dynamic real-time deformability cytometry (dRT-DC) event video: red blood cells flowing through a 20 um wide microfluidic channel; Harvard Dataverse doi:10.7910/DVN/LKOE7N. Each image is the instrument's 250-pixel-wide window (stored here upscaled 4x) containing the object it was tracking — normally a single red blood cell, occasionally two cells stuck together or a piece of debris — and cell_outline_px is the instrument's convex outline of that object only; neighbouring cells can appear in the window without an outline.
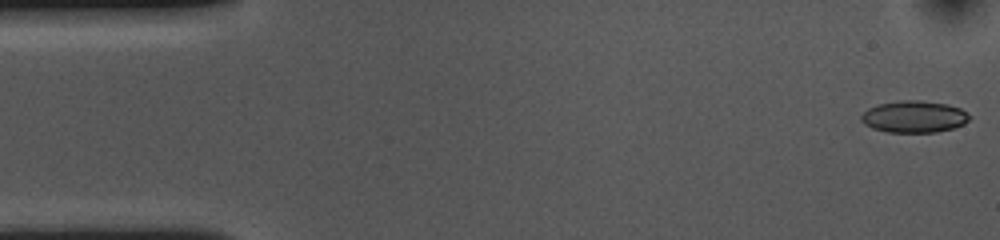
{"species": "common noctule bat (a hibernating species)", "species_latin": "Nyctalus noctula", "temperature_condition": "cold", "stored_images_in_passage": 54, "camera_frame_rate_fps": 3000, "um_per_image_px": 0.085, "animal": {"sex": "female", "body_mass_g": 10.0, "forearm_length_mm": 53.1}, "frame": {"image": 1, "passage_image": 1, "time_ms": 0.0, "image_size_px": [1000, 240], "cell_outline_px": [[968, 120], [964, 124], [952, 128], [936, 132], [888, 132], [872, 128], [864, 124], [860, 120], [860, 116], [868, 108], [880, 104], [900, 100], [920, 100], [948, 104], [960, 108], [968, 116]], "centroid_in_image_um": [77.65, 9.91], "position_along_channel_um": 7.3, "area_um2": 19.94}}
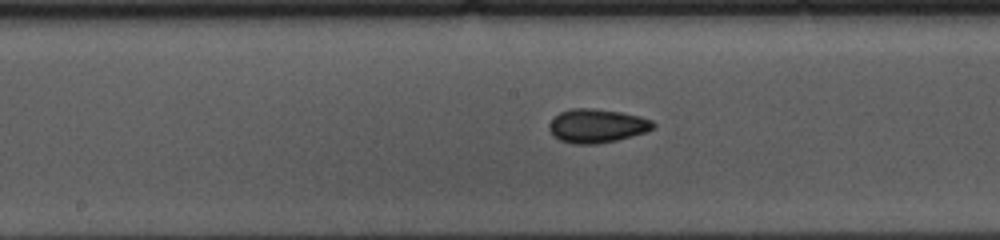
{"frame": {"image": 2, "passage_image": 26, "time_ms": 8.333, "image_size_px": [1000, 240], "cell_outline_px": [[656, 124], [652, 128], [644, 132], [632, 136], [616, 140], [596, 144], [572, 144], [560, 140], [552, 136], [548, 128], [548, 124], [560, 112], [572, 108], [592, 108], [620, 112], [640, 116], [652, 120]], "centroid_in_image_um": [50.7, 10.7], "position_along_channel_um": 197.5, "area_um2": 20.46}}
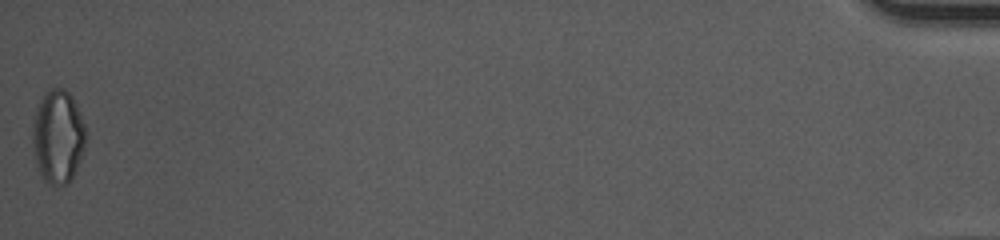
{"frame": {"image": 3, "passage_image": 54, "time_ms": 17.667, "image_size_px": [1000, 240], "cell_outline_px": [[84, 148], [80, 160], [68, 184], [48, 184], [40, 176], [36, 164], [32, 140], [32, 124], [36, 108], [44, 92], [52, 88], [64, 88], [72, 96], [80, 112], [84, 124]], "centroid_in_image_um": [4.89, 11.59], "position_along_channel_um": 430.3, "area_um2": 28.96}, "authors_computed_cell_mechanics": {"area_um2": 19.941, "velocity_mm_per_s": 3.6096, "shape_relaxation_time_tau1_ms": 7.3557, "shape_relaxation_time_tau2_ms": 3.5788, "deformation_change_tau1": 0.1243, "deformation_change_tau2": 0.0741}}